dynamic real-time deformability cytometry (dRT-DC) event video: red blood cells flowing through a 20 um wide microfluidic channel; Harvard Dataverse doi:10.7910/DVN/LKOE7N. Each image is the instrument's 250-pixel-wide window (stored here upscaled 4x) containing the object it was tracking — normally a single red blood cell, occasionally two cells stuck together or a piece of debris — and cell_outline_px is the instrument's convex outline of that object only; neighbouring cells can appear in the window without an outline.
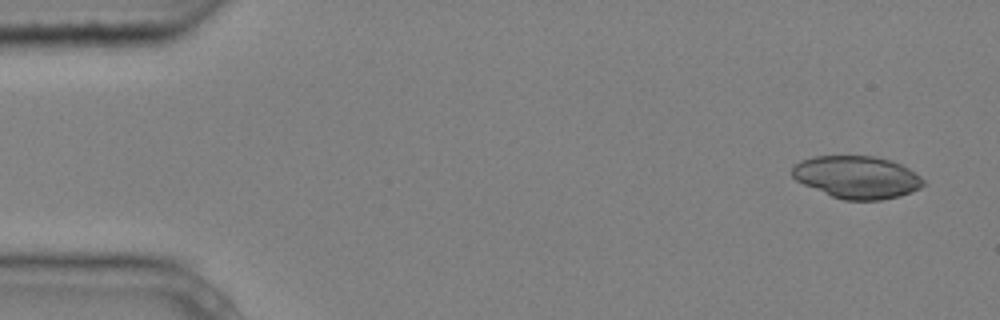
{"species": "common noctule bat (a hibernating species)", "species_latin": "Nyctalus noctula", "temperature_condition": "cold", "stored_images_in_passage": 4, "camera_frame_rate_fps": 3000, "um_per_image_px": 0.085, "animal": {"sex": "male", "body_mass_g": 20.4}, "frame": {"image": 1, "passage_image": 1, "time_ms": 0.0, "image_size_px": [1000, 320], "cell_outline_px": [[928, 184], [912, 192], [900, 196], [880, 200], [844, 200], [832, 196], [804, 184], [796, 180], [792, 176], [792, 164], [800, 160], [812, 156], [872, 156], [892, 160], [908, 168], [920, 176]], "centroid_in_image_um": [72.85, 15.05], "position_along_channel_um": 12.2, "area_um2": 32.66}}